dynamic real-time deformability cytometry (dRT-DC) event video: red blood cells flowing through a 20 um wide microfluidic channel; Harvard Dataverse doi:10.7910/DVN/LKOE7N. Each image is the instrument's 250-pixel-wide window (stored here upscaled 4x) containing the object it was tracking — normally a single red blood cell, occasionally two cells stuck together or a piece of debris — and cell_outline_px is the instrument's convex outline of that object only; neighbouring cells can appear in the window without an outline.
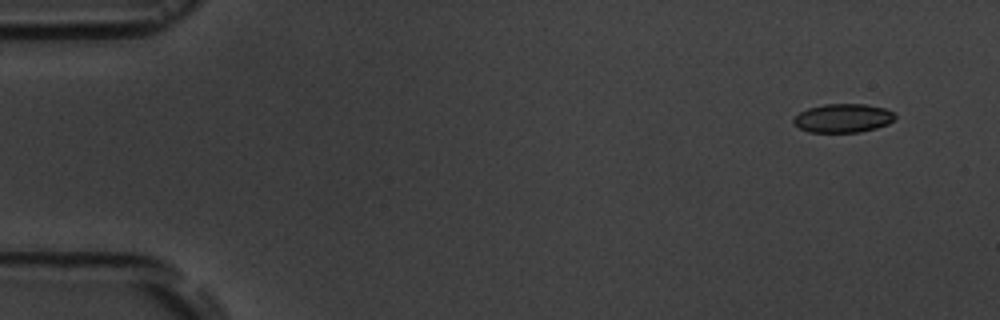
{"species": "common noctule bat (a hibernating species)", "species_latin": "Nyctalus noctula", "temperature_condition": "room temperature", "stored_images_in_passage": 4, "camera_frame_rate_fps": 3000, "um_per_image_px": 0.085, "animal": {"sex": "male", "body_mass_g": 19.5, "forearm_length_mm": 54.6}, "frame": {"image": 1, "passage_image": 1, "time_ms": 0.0, "image_size_px": [1000, 320], "cell_outline_px": [[896, 116], [888, 124], [876, 128], [860, 132], [808, 132], [800, 128], [792, 120], [800, 112], [808, 108], [824, 104], [864, 104], [884, 108], [892, 112]], "centroid_in_image_um": [71.65, 10.04], "position_along_channel_um": 13.3, "area_um2": 16.82}}
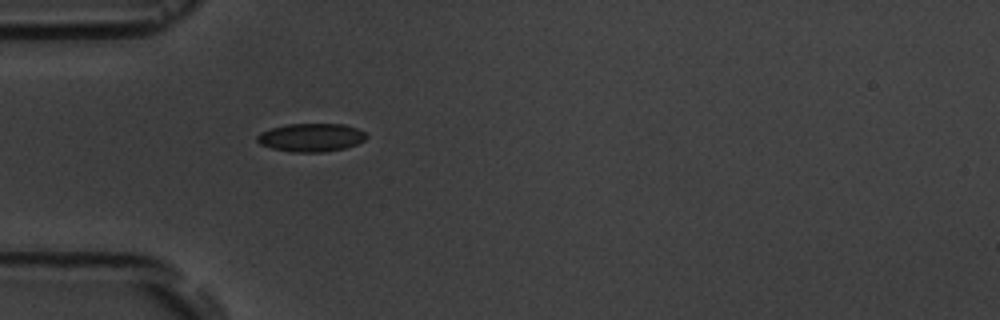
{"frame": {"image": 2, "passage_image": 4, "time_ms": 4.333, "image_size_px": [1000, 320], "cell_outline_px": [[368, 136], [364, 140], [356, 144], [344, 148], [324, 152], [292, 152], [272, 148], [260, 144], [256, 140], [256, 136], [260, 132], [272, 128], [288, 124], [344, 124], [356, 128], [364, 132]], "centroid_in_image_um": [26.43, 11.69], "position_along_channel_um": 58.6, "area_um2": 17.92}}